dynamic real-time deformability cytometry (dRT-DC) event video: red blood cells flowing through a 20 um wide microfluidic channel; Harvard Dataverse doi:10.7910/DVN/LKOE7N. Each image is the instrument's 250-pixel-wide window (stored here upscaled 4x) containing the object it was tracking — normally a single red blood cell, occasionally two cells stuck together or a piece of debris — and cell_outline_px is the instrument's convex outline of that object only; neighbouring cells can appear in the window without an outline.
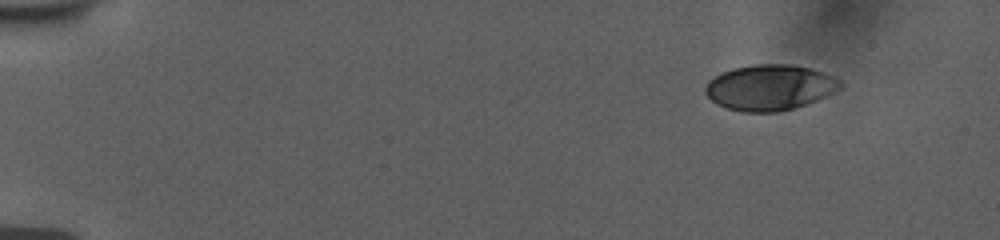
{"species": "human", "species_latin": "Homo sapiens", "temperature_condition": "room temperature", "stored_images_in_passage": 50, "camera_frame_rate_fps": 3000, "um_per_image_px": 0.085, "donor": {"sex": "female"}, "frame": {"image": 1, "passage_image": 1, "time_ms": 0.0, "image_size_px": [1000, 240], "cell_outline_px": [[844, 84], [840, 88], [816, 100], [780, 112], [740, 112], [716, 104], [704, 92], [704, 88], [708, 80], [732, 68], [752, 64], [792, 64], [824, 72], [840, 80]], "centroid_in_image_um": [65.4, 7.43], "position_along_channel_um": 19.6, "area_um2": 35.78}}
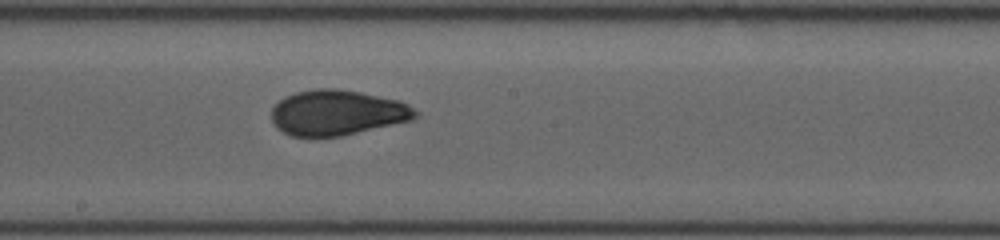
{"frame": {"image": 2, "passage_image": 27, "time_ms": 8.667, "image_size_px": [1000, 240], "cell_outline_px": [[420, 116], [412, 120], [340, 136], [292, 136], [276, 128], [272, 120], [272, 108], [284, 96], [296, 92], [316, 88], [336, 88], [360, 92], [400, 100], [408, 104], [420, 112]], "centroid_in_image_um": [28.69, 9.56], "position_along_channel_um": 219.5, "area_um2": 38.09}}
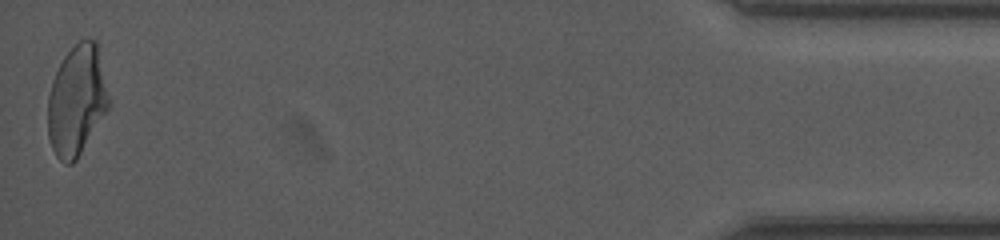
{"frame": {"image": 3, "passage_image": 50, "time_ms": 16.333, "image_size_px": [1000, 240], "cell_outline_px": [[108, 108], [76, 160], [72, 164], [64, 164], [56, 156], [52, 148], [48, 136], [48, 96], [52, 80], [64, 56], [80, 40], [96, 40], [108, 100]], "centroid_in_image_um": [6.48, 8.58], "position_along_channel_um": 428.7, "area_um2": 38.21}, "authors_computed_cell_mechanics": {"area_um2": 37.7145, "velocity_mm_per_s": 3.7776, "shape_relaxation_time_tau1_ms": 8.8456, "shape_relaxation_time_tau2_ms": 1.2513, "deformation_change_tau1": 0.2336, "deformation_change_tau2": 0.063}}